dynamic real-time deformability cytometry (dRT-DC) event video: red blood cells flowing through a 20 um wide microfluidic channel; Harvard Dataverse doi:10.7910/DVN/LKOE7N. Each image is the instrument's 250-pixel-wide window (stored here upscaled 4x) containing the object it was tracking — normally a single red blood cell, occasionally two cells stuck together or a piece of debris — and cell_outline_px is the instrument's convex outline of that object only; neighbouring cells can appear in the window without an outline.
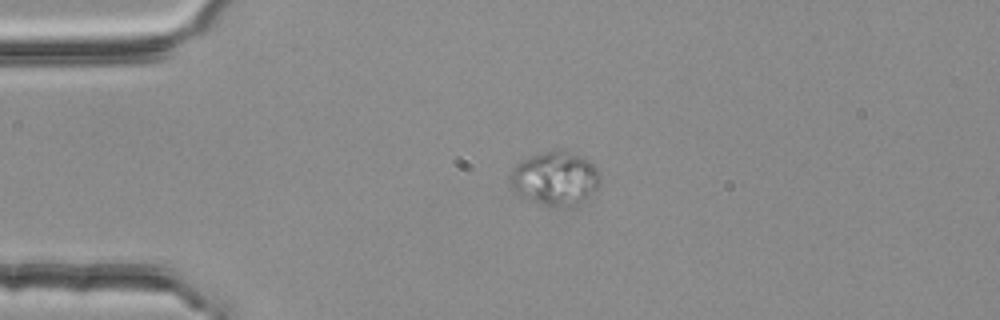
{"species": "common noctule bat (a hibernating species)", "species_latin": "Nyctalus noctula", "temperature_condition": "room temperature", "stored_images_in_passage": 4, "camera_frame_rate_fps": 3000, "um_per_image_px": 0.085, "animal": {"sex": "female", "body_mass_g": 25.1}, "frame": {"image": 1, "passage_image": 4, "time_ms": 1.0, "image_size_px": [1000, 320], "cell_outline_px": [[600, 184], [588, 200], [568, 208], [548, 208], [516, 196], [508, 188], [508, 172], [516, 164], [532, 156], [544, 152], [560, 148], [580, 156], [588, 160], [600, 172]], "centroid_in_image_um": [47.13, 15.24], "position_along_channel_um": 37.9, "area_um2": 29.59}}